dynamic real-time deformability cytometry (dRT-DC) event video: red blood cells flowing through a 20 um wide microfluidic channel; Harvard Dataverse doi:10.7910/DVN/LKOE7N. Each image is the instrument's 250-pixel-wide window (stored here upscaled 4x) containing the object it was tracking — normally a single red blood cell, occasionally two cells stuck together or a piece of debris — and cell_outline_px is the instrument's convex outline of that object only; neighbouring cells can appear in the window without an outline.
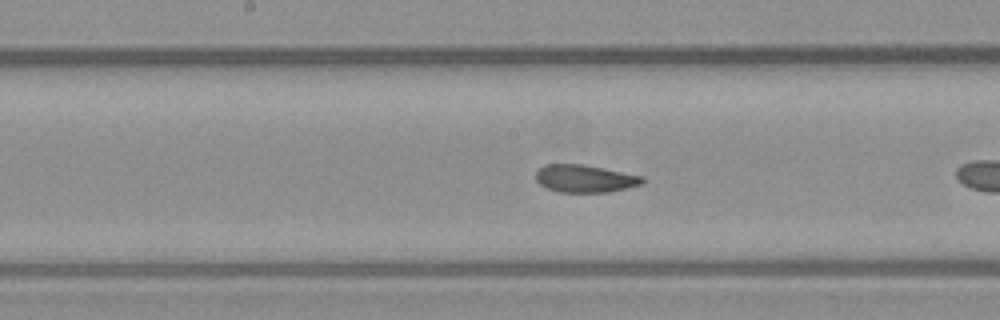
{"species": "common noctule bat (a hibernating species)", "species_latin": "Nyctalus noctula", "temperature_condition": "warm", "stored_images_in_passage": 18, "camera_frame_rate_fps": 3000, "um_per_image_px": 0.085, "animal": {"sex": "male", "body_mass_g": 23.1, "forearm_length_mm": 52.7}, "frame": {"image": 1, "passage_image": 13, "time_ms": 4.0, "image_size_px": [1000, 320], "cell_outline_px": [[644, 184], [608, 192], [560, 192], [548, 188], [540, 184], [536, 180], [536, 172], [544, 164], [584, 164], [644, 176]], "centroid_in_image_um": [49.74, 15.17], "position_along_channel_um": 198.5, "area_um2": 17.17}}
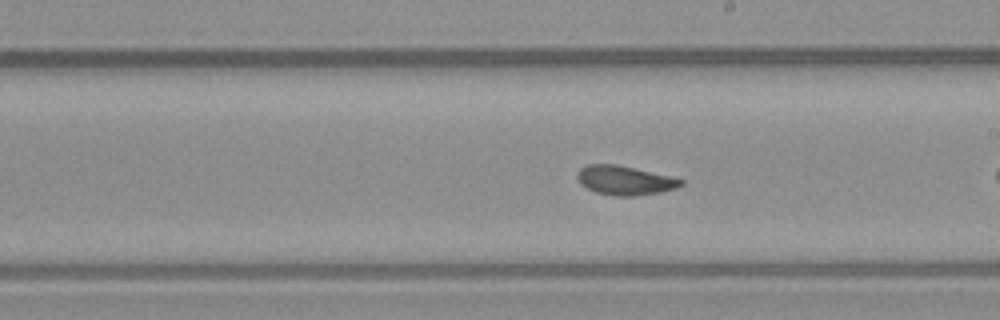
{"frame": {"image": 2, "passage_image": 16, "time_ms": 5.0, "image_size_px": [1000, 320], "cell_outline_px": [[684, 184], [676, 188], [660, 192], [632, 196], [616, 196], [596, 192], [580, 184], [576, 176], [580, 168], [588, 164], [616, 164], [668, 176], [684, 180]], "centroid_in_image_um": [53.08, 15.33], "position_along_channel_um": 235.9, "area_um2": 17.4}}